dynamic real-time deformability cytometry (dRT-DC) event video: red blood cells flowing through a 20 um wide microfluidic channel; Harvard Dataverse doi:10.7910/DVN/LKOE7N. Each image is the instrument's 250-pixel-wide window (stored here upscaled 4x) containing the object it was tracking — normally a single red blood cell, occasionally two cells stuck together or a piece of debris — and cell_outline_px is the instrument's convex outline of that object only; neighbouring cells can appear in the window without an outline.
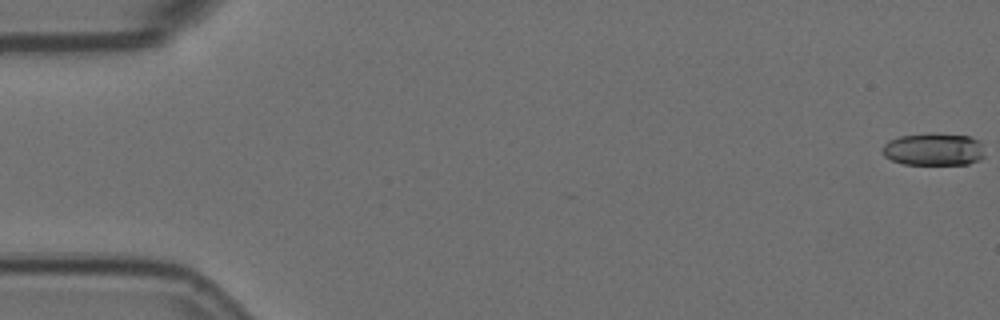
{"species": "Egyptian fruit bat (a non-hibernating species)", "species_latin": "Rousettus aegyptiacus", "temperature_condition": "room temperature", "stored_images_in_passage": 3, "camera_frame_rate_fps": 3000, "um_per_image_px": 0.085, "animal": {"sex": "female"}, "frame": {"image": 1, "passage_image": 1, "time_ms": 0.0, "image_size_px": [1000, 320], "cell_outline_px": [[984, 156], [980, 160], [968, 164], [904, 164], [892, 160], [884, 156], [880, 152], [880, 148], [888, 140], [900, 136], [972, 136], [980, 140]], "centroid_in_image_um": [79.34, 12.74], "position_along_channel_um": 5.7, "area_um2": 18.79}}